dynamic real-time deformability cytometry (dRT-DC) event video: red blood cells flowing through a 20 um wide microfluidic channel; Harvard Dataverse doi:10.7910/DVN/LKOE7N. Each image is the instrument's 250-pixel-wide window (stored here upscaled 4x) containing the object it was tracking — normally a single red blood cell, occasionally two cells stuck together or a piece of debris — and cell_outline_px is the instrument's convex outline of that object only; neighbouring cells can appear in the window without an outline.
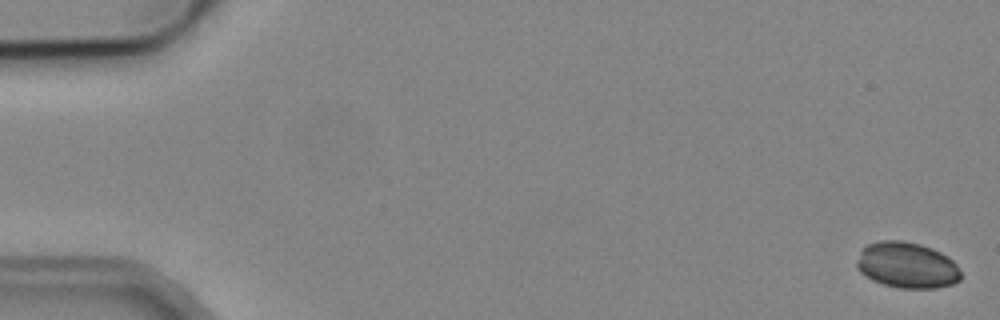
{"species": "common noctule bat (a hibernating species)", "species_latin": "Nyctalus noctula", "temperature_condition": "cold", "stored_images_in_passage": 5, "camera_frame_rate_fps": 3000, "um_per_image_px": 0.085, "animal": {"sex": "male", "body_mass_g": 19.2, "forearm_length_mm": 51.8}, "frame": {"image": 1, "passage_image": 1, "time_ms": 0.0, "image_size_px": [1000, 320], "cell_outline_px": [[960, 280], [952, 284], [936, 288], [900, 288], [884, 284], [872, 280], [864, 276], [860, 272], [856, 264], [856, 260], [860, 252], [868, 244], [880, 240], [900, 240], [920, 244], [932, 248], [948, 256], [956, 264], [960, 272]], "centroid_in_image_um": [77.08, 22.54], "position_along_channel_um": 7.9, "area_um2": 27.92}}